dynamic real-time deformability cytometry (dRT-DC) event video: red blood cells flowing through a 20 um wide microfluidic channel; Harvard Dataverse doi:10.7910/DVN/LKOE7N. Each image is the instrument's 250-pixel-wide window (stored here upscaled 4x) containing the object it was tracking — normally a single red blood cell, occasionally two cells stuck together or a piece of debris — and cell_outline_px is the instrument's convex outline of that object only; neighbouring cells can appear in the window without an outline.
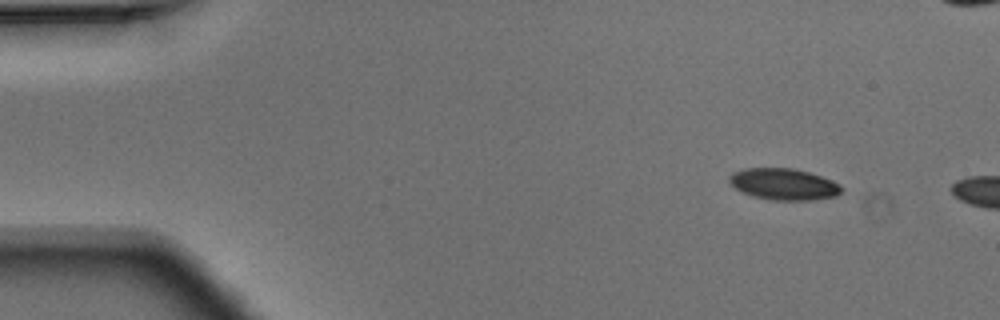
{"species": "Egyptian fruit bat (a non-hibernating species)", "species_latin": "Rousettus aegyptiacus", "temperature_condition": "warm", "stored_images_in_passage": 2, "camera_frame_rate_fps": 3000, "um_per_image_px": 0.085, "animal": {"sex": "male"}, "frame": {"image": 1, "passage_image": 1, "time_ms": 0.0, "image_size_px": [1000, 320], "cell_outline_px": [[844, 188], [836, 196], [812, 200], [768, 200], [752, 196], [740, 192], [728, 180], [728, 176], [732, 172], [744, 168], [792, 168], [808, 172], [832, 180], [840, 184]], "centroid_in_image_um": [66.59, 15.66], "position_along_channel_um": 18.4, "area_um2": 20.75}}